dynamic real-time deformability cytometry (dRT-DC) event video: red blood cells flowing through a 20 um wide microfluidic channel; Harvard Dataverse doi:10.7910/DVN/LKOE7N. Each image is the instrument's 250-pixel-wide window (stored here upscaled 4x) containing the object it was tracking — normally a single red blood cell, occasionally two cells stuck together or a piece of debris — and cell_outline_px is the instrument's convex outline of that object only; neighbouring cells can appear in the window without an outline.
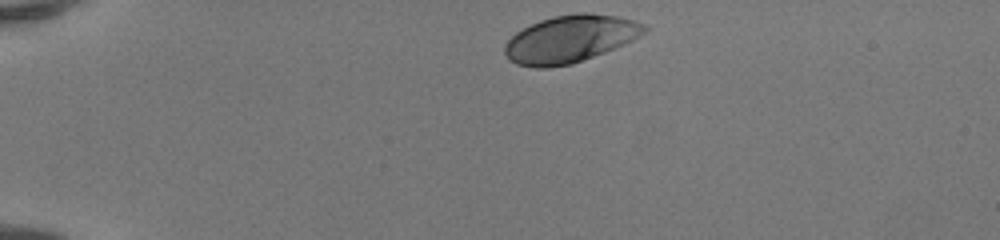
{"species": "human", "species_latin": "Homo sapiens", "temperature_condition": "room temperature", "stored_images_in_passage": 35, "camera_frame_rate_fps": 3000, "um_per_image_px": 0.085, "donor": {"sex": "female"}, "frame": {"image": 1, "passage_image": 1, "time_ms": 0.0, "image_size_px": [1000, 240], "cell_outline_px": [[648, 32], [624, 44], [604, 52], [572, 64], [548, 68], [536, 68], [516, 64], [508, 60], [504, 52], [504, 44], [516, 32], [540, 20], [552, 16], [576, 12], [588, 12], [620, 16], [644, 24], [648, 28]], "centroid_in_image_um": [48.46, 3.3], "position_along_channel_um": 36.5, "area_um2": 38.73}}
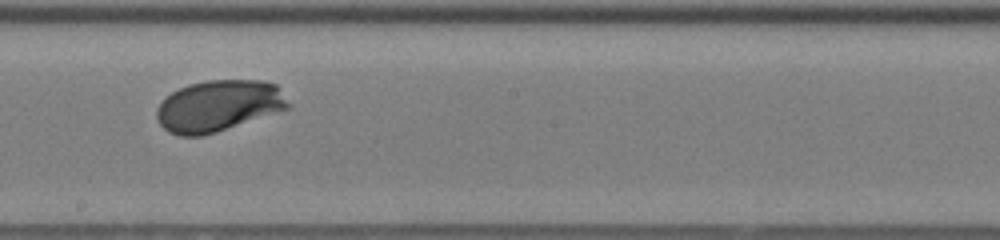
{"frame": {"image": 2, "passage_image": 20, "time_ms": 6.333, "image_size_px": [1000, 240], "cell_outline_px": [[292, 108], [216, 132], [200, 136], [180, 136], [168, 132], [160, 124], [156, 116], [156, 108], [172, 92], [188, 84], [208, 80], [264, 80], [276, 84], [292, 104]], "centroid_in_image_um": [18.63, 8.99], "position_along_channel_um": 229.6, "area_um2": 39.59}}
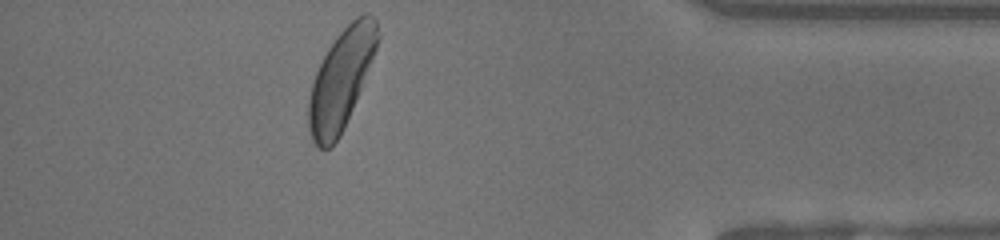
{"frame": {"image": 3, "passage_image": 35, "time_ms": 11.333, "image_size_px": [1000, 240], "cell_outline_px": [[380, 40], [352, 108], [340, 136], [328, 148], [320, 148], [312, 140], [308, 128], [308, 100], [312, 84], [316, 72], [328, 48], [336, 36], [356, 16], [364, 12], [368, 12], [376, 20], [380, 36]], "centroid_in_image_um": [28.99, 6.7], "position_along_channel_um": 406.2, "area_um2": 39.42}, "authors_computed_cell_mechanics": {"area_um2": 38.8416, "velocity_mm_per_s": 4.1403, "shape_relaxation_time_tau1_ms": 1.9797, "shape_relaxation_time_tau2_ms": null, "deformation_change_tau1": 0.1284, "deformation_change_tau2": null}}